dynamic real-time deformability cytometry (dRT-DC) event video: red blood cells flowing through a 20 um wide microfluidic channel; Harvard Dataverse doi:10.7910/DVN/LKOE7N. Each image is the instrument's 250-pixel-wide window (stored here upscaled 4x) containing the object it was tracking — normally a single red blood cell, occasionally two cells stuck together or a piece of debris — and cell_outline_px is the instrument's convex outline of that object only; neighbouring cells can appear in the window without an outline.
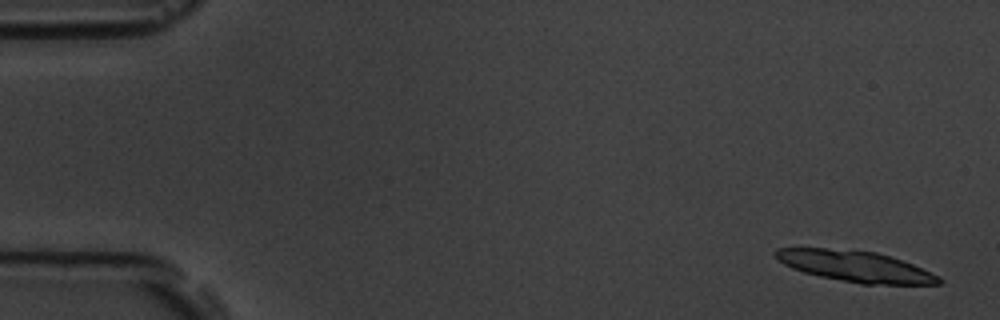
{"species": "common noctule bat (a hibernating species)", "species_latin": "Nyctalus noctula", "temperature_condition": "room temperature", "stored_images_in_passage": 6, "segment_of_instrument_passage": [1, 2], "camera_frame_rate_fps": 3000, "um_per_image_px": 0.085, "animal": {"sex": "male", "body_mass_g": 19.5, "forearm_length_mm": 54.6}, "frame": {"image": 1, "passage_image": 1, "time_ms": 0.0, "image_size_px": [1000, 320], "cell_outline_px": [[944, 280], [940, 284], [860, 284], [820, 276], [804, 272], [792, 268], [784, 264], [772, 252], [776, 248], [824, 248], [876, 252], [912, 264], [940, 276]], "centroid_in_image_um": [72.71, 22.64], "position_along_channel_um": 12.3, "area_um2": 29.13}}